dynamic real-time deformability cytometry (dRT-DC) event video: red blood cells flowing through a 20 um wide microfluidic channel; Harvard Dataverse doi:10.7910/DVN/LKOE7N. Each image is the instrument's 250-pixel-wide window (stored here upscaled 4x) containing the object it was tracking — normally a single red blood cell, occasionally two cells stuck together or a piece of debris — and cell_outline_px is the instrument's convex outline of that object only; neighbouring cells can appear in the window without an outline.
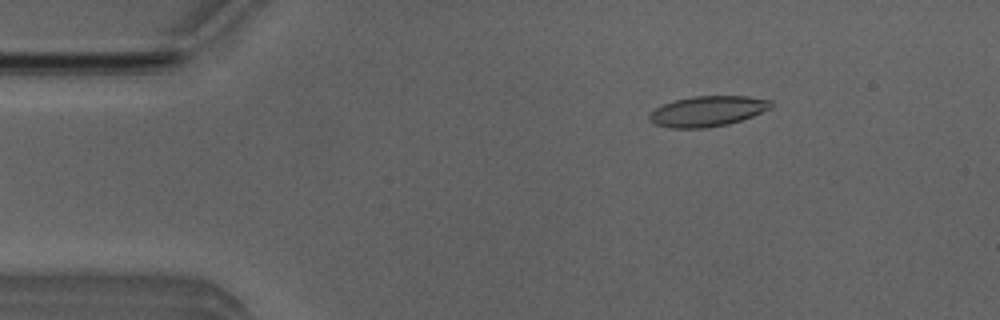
{"species": "Egyptian fruit bat (a non-hibernating species)", "species_latin": "Rousettus aegyptiacus", "temperature_condition": "room temperature", "stored_images_in_passage": 51, "camera_frame_rate_fps": 3000, "um_per_image_px": 0.085, "animal": {"sex": "male"}, "frame": {"image": 1, "passage_image": 8, "time_ms": 2.333, "image_size_px": [1000, 320], "cell_outline_px": [[772, 108], [752, 116], [728, 124], [704, 128], [668, 128], [656, 124], [648, 120], [648, 116], [656, 108], [664, 104], [676, 100], [692, 96], [748, 96], [772, 100]], "centroid_in_image_um": [60.16, 9.45], "position_along_channel_um": 24.8, "area_um2": 21.5}}
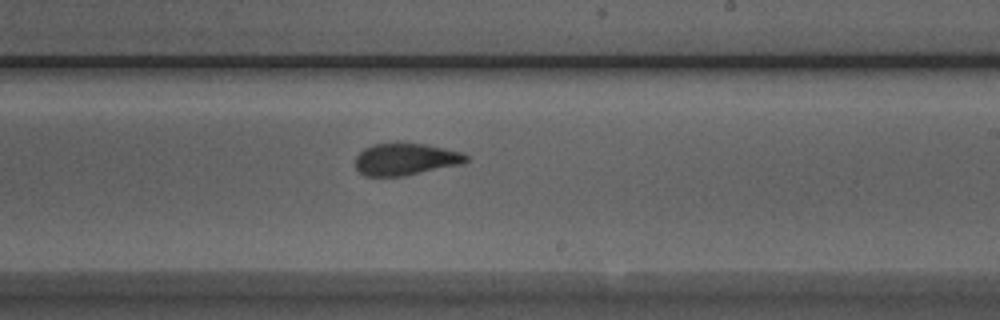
{"frame": {"image": 2, "passage_image": 30, "time_ms": 9.667, "image_size_px": [1000, 320], "cell_outline_px": [[468, 160], [460, 164], [404, 176], [364, 176], [356, 168], [356, 156], [364, 148], [372, 144], [396, 140], [424, 144], [444, 148], [460, 152], [468, 156]], "centroid_in_image_um": [34.42, 13.5], "position_along_channel_um": 254.6, "area_um2": 21.04}}
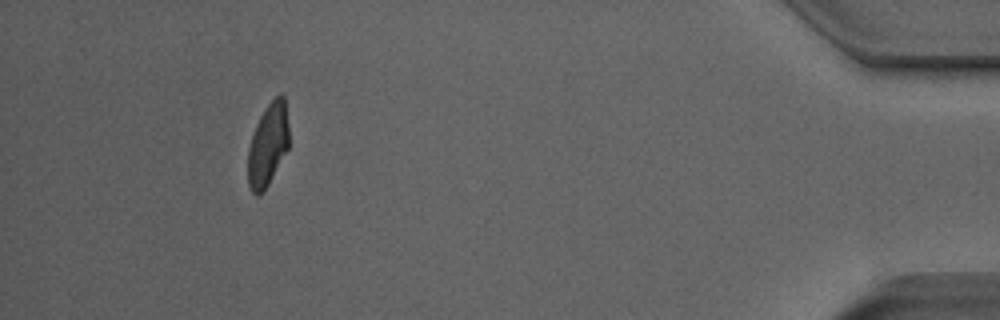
{"frame": {"image": 3, "passage_image": 47, "time_ms": 15.333, "image_size_px": [1000, 320], "cell_outline_px": [[288, 148], [264, 192], [256, 196], [252, 192], [248, 184], [248, 148], [256, 124], [264, 108], [280, 92], [284, 96], [288, 128]], "centroid_in_image_um": [22.76, 12.31], "position_along_channel_um": 412.4, "area_um2": 19.65}, "authors_computed_cell_mechanics": {"area_um2": 21.1548, "velocity_mm_per_s": 4.0008, "shape_relaxation_time_tau1_ms": 4.1281, "shape_relaxation_time_tau2_ms": 1.7257, "deformation_change_tau1": 0.1472, "deformation_change_tau2": 0.0792}}